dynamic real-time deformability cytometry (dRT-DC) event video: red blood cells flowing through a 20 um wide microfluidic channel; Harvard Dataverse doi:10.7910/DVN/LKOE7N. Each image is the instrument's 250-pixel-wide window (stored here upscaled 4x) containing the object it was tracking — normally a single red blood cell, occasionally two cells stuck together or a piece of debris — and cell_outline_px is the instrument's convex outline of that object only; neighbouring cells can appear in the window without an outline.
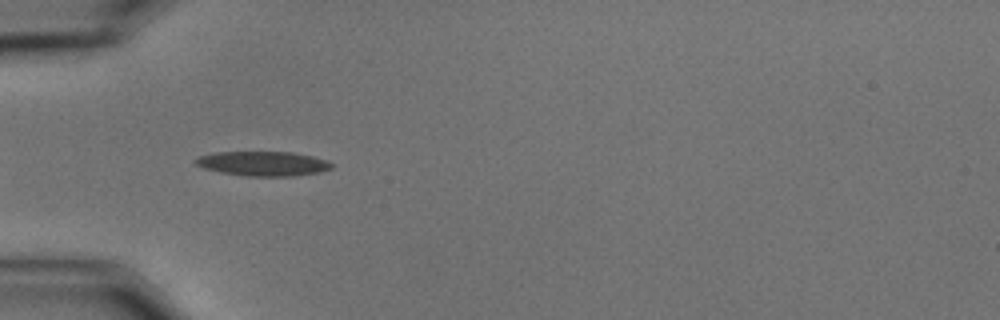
{"species": "common noctule bat (a hibernating species)", "species_latin": "Nyctalus noctula", "temperature_condition": "cold", "stored_images_in_passage": 6, "camera_frame_rate_fps": 3000, "um_per_image_px": 0.085, "animal": {"sex": "male", "body_mass_g": 15.6}, "frame": {"image": 1, "passage_image": 3, "time_ms": 0.667, "image_size_px": [1000, 320], "cell_outline_px": [[332, 168], [320, 172], [296, 176], [244, 176], [204, 168], [196, 164], [192, 160], [200, 156], [216, 152], [292, 152], [312, 156], [328, 160], [332, 164]], "centroid_in_image_um": [22.39, 13.9], "position_along_channel_um": 62.6, "area_um2": 19.42}}